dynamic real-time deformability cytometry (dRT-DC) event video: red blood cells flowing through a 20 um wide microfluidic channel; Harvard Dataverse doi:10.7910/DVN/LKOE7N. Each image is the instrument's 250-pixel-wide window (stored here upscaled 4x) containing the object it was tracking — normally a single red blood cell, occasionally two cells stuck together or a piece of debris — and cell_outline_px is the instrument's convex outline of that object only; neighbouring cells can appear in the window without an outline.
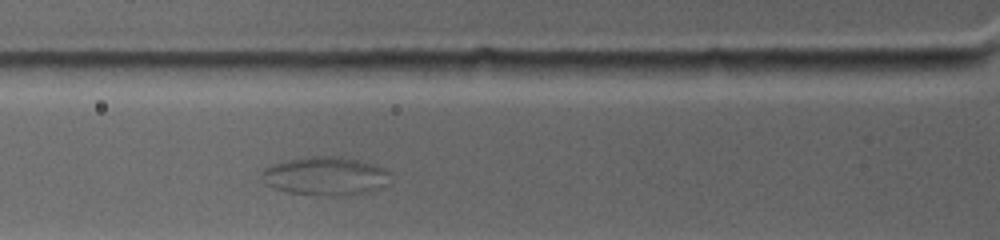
{"species": "common noctule bat (a hibernating species)", "species_latin": "Nyctalus noctula", "temperature_condition": "warm", "stored_images_in_passage": 35, "camera_frame_rate_fps": 4500, "um_per_image_px": 0.085, "animal": {"sex": "female", "body_mass_g": 19.0, "forearm_length_mm": 53.3}, "frame": {"image": 1, "passage_image": 10, "time_ms": 3.111, "image_size_px": [1000, 240], "cell_outline_px": [[392, 172], [388, 184], [380, 188], [364, 192], [332, 196], [312, 196], [288, 192], [272, 188], [264, 184], [260, 180], [260, 172], [264, 168], [272, 164], [288, 160], [308, 156], [340, 156], [360, 160], [376, 164]], "centroid_in_image_um": [27.63, 14.96], "position_along_channel_um": 98.2, "area_um2": 29.54}}
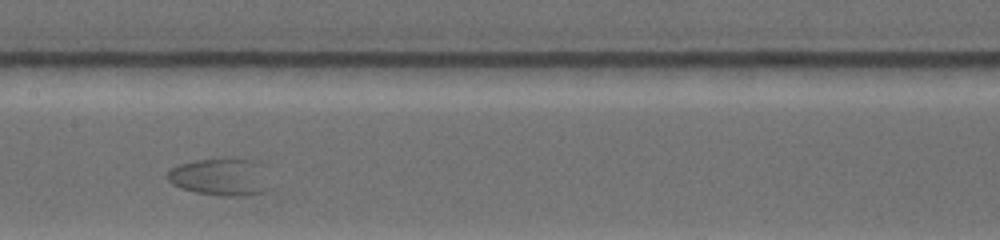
{"frame": {"image": 2, "passage_image": 18, "time_ms": 5.778, "image_size_px": [1000, 240], "cell_outline_px": [[272, 188], [264, 192], [244, 196], [220, 196], [196, 192], [180, 188], [172, 184], [168, 180], [168, 172], [172, 168], [180, 164], [196, 160], [228, 156], [252, 160]], "centroid_in_image_um": [18.69, 15.04], "position_along_channel_um": 188.7, "area_um2": 22.31}}
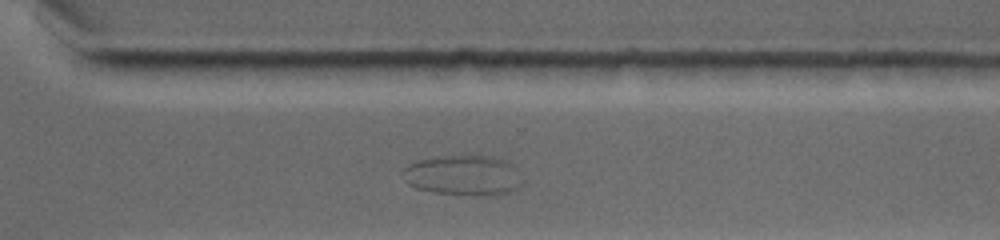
{"frame": {"image": 3, "passage_image": 31, "time_ms": 10.0, "image_size_px": [1000, 240], "cell_outline_px": [[524, 184], [508, 192], [436, 192], [416, 188], [408, 184], [404, 180], [400, 172], [408, 164], [420, 160], [440, 156], [492, 156], [508, 160], [524, 180]], "centroid_in_image_um": [39.34, 14.84], "position_along_channel_um": 331.3, "area_um2": 27.05}}